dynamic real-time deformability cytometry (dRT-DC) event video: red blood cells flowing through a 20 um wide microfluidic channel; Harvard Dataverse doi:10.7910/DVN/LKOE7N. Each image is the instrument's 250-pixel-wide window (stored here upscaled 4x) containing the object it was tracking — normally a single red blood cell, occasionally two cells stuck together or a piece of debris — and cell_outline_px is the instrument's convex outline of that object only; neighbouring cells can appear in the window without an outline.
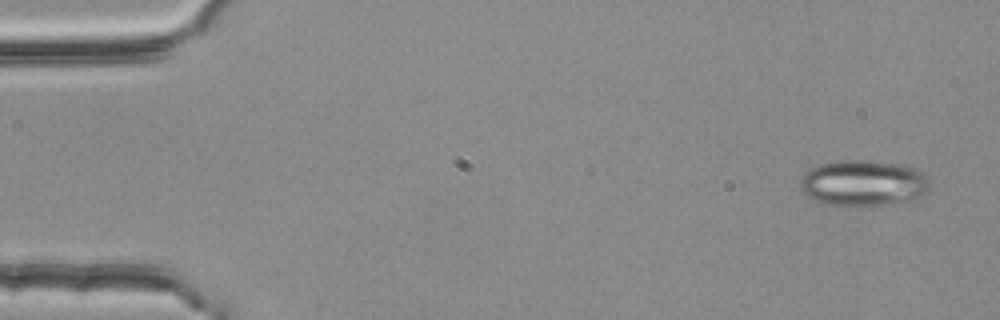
{"species": "common noctule bat (a hibernating species)", "species_latin": "Nyctalus noctula", "temperature_condition": "room temperature", "stored_images_in_passage": 4, "camera_frame_rate_fps": 3000, "um_per_image_px": 0.085, "animal": {"sex": "female", "body_mass_g": 25.1}, "frame": {"image": 1, "passage_image": 1, "time_ms": 0.0, "image_size_px": [1000, 320], "cell_outline_px": [[928, 188], [920, 196], [912, 200], [884, 204], [848, 208], [824, 204], [808, 196], [800, 188], [800, 180], [812, 168], [820, 164], [840, 160], [872, 160], [912, 168], [924, 172], [928, 180]], "centroid_in_image_um": [73.35, 15.59], "position_along_channel_um": 11.7, "area_um2": 34.62}}